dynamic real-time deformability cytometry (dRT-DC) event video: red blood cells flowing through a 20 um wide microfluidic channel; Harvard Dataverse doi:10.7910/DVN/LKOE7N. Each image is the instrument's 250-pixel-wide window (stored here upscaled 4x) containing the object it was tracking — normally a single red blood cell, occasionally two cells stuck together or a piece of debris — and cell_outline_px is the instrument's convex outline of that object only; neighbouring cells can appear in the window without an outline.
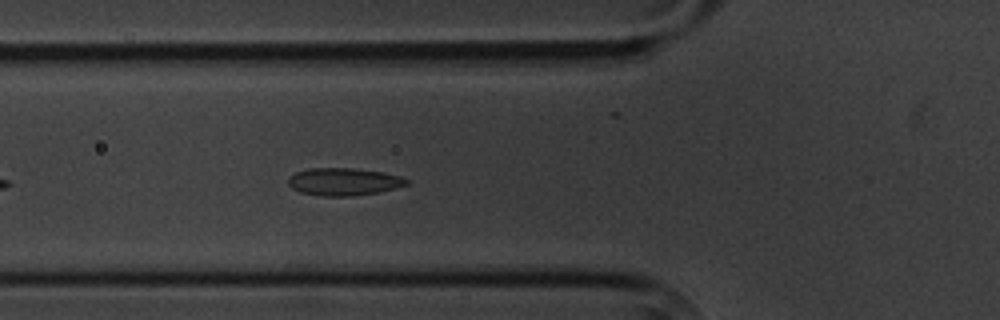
{"species": "common noctule bat (a hibernating species)", "species_latin": "Nyctalus noctula", "temperature_condition": "cold", "stored_images_in_passage": 5, "camera_frame_rate_fps": 3000, "um_per_image_px": 0.085, "animal": {"sex": "male", "body_mass_g": 20.1, "forearm_length_mm": 53.5}, "frame": {"image": 1, "passage_image": 5, "time_ms": 4.667, "image_size_px": [1000, 320], "cell_outline_px": [[408, 184], [396, 188], [376, 192], [352, 196], [320, 196], [300, 192], [292, 188], [288, 184], [288, 176], [296, 172], [308, 168], [352, 168], [380, 172], [400, 176], [408, 180]], "centroid_in_image_um": [29.17, 15.44], "position_along_channel_um": 96.6, "area_um2": 18.9}}